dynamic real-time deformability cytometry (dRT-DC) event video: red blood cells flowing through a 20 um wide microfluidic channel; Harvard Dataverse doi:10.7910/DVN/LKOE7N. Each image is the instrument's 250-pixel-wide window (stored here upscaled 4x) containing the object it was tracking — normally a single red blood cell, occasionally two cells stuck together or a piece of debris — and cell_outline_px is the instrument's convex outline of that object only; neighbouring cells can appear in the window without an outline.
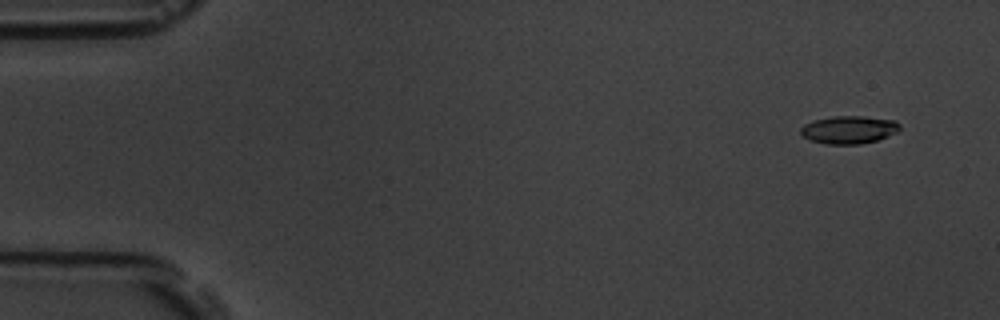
{"species": "common noctule bat (a hibernating species)", "species_latin": "Nyctalus noctula", "temperature_condition": "room temperature", "stored_images_in_passage": 7, "camera_frame_rate_fps": 3000, "um_per_image_px": 0.085, "animal": {"sex": "male", "body_mass_g": 19.5, "forearm_length_mm": 54.6}, "frame": {"image": 1, "passage_image": 2, "time_ms": 1.0, "image_size_px": [1000, 320], "cell_outline_px": [[900, 128], [896, 132], [888, 136], [876, 140], [860, 144], [824, 144], [808, 140], [800, 132], [800, 128], [804, 124], [812, 120], [832, 116], [864, 116], [896, 120], [900, 124]], "centroid_in_image_um": [72.13, 11.02], "position_along_channel_um": 12.9, "area_um2": 16.24}}
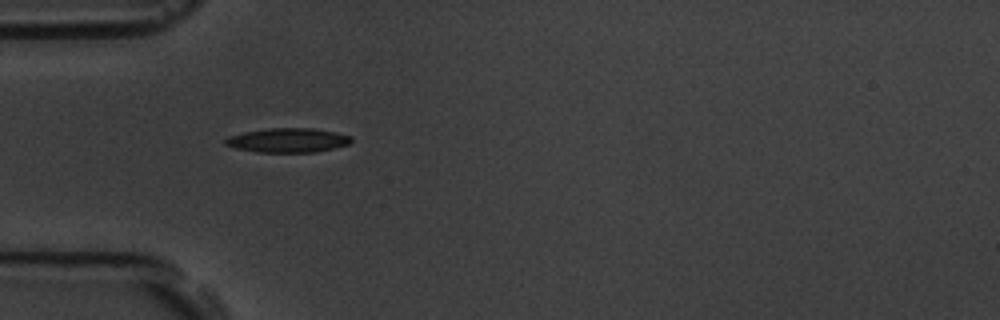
{"frame": {"image": 2, "passage_image": 6, "time_ms": 5.667, "image_size_px": [1000, 320], "cell_outline_px": [[352, 140], [348, 144], [336, 148], [316, 152], [256, 152], [236, 148], [224, 144], [224, 140], [228, 136], [244, 132], [268, 128], [312, 128], [336, 132], [352, 136]], "centroid_in_image_um": [24.48, 11.92], "position_along_channel_um": 60.5, "area_um2": 17.92}}
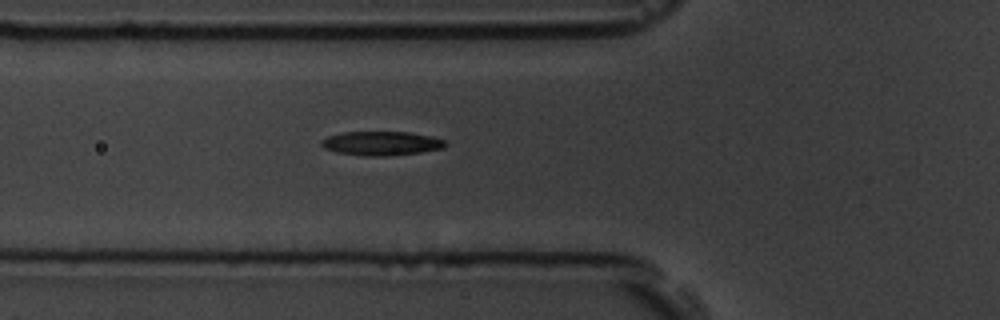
{"frame": {"image": 3, "passage_image": 7, "time_ms": 6.667, "image_size_px": [1000, 320], "cell_outline_px": [[448, 144], [444, 148], [420, 152], [388, 156], [364, 156], [340, 152], [324, 148], [320, 144], [320, 140], [328, 136], [344, 132], [408, 132], [432, 136], [444, 140]], "centroid_in_image_um": [32.44, 12.18], "position_along_channel_um": 93.4, "area_um2": 17.34}}